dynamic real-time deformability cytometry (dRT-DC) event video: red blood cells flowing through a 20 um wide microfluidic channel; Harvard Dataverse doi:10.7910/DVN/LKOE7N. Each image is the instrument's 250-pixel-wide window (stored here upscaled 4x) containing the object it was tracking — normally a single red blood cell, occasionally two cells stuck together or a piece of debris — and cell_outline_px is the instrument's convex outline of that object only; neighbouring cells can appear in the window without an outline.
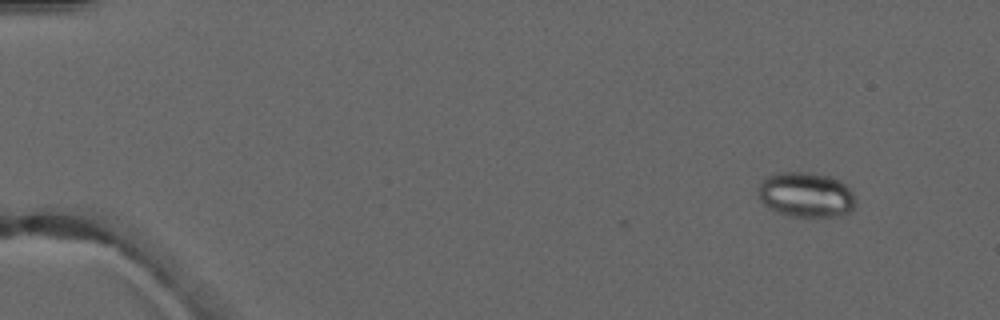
{"species": "common noctule bat (a hibernating species)", "species_latin": "Nyctalus noctula", "temperature_condition": "warm", "stored_images_in_passage": 3, "camera_frame_rate_fps": 3000, "um_per_image_px": 0.085, "animal": {"sex": "male", "forearm_length_mm": 52.5}, "frame": {"image": 1, "passage_image": 3, "time_ms": 2.667, "image_size_px": [1000, 320], "cell_outline_px": [[856, 204], [848, 212], [840, 216], [792, 216], [776, 212], [764, 204], [760, 200], [756, 188], [760, 180], [764, 176], [776, 172], [812, 172], [832, 176], [840, 180], [852, 192], [856, 200]], "centroid_in_image_um": [68.46, 16.52], "position_along_channel_um": 16.5, "area_um2": 26.01}}